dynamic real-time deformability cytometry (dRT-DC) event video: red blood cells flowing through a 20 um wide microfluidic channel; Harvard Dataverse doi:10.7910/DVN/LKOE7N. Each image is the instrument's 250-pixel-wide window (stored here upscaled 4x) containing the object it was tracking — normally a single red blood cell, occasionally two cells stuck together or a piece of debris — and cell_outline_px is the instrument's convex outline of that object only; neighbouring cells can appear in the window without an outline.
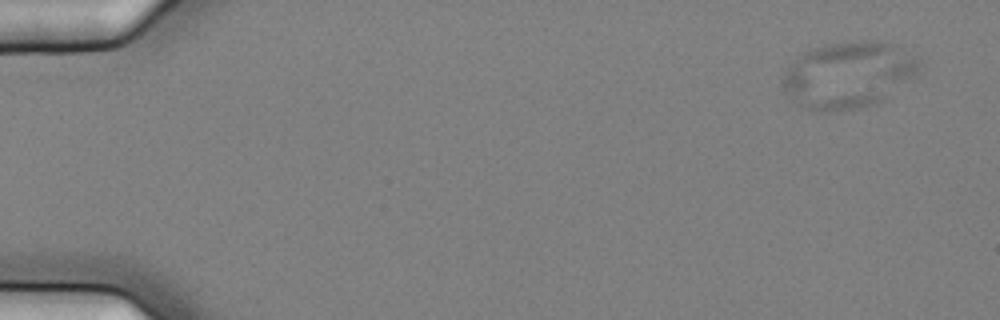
{"species": "common noctule bat (a hibernating species)", "species_latin": "Nyctalus noctula", "temperature_condition": "cold", "stored_images_in_passage": 5, "camera_frame_rate_fps": 3000, "um_per_image_px": 0.085, "animal": {"sex": "female", "body_mass_g": 25.1}, "frame": {"image": 1, "passage_image": 1, "time_ms": 0.0, "image_size_px": [1000, 320], "cell_outline_px": [[920, 72], [916, 76], [884, 100], [876, 104], [860, 108], [812, 112], [796, 104], [784, 92], [784, 72], [796, 56], [812, 48], [824, 44], [860, 40], [872, 40], [896, 44], [920, 56]], "centroid_in_image_um": [72.16, 6.35], "position_along_channel_um": 12.8, "area_um2": 53.87}}
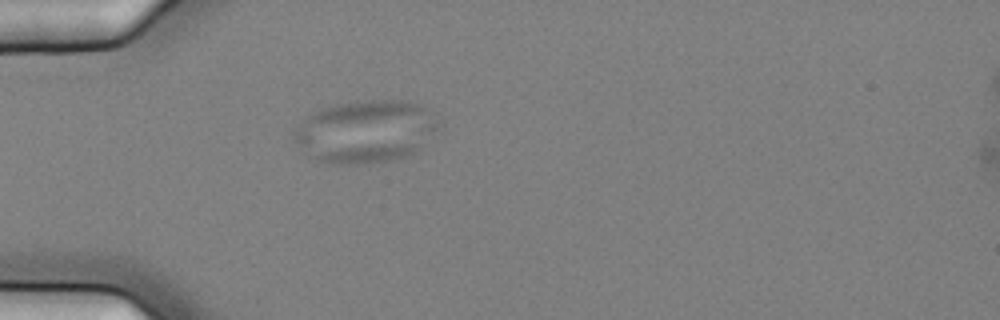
{"frame": {"image": 2, "passage_image": 5, "time_ms": 1.333, "image_size_px": [1000, 320], "cell_outline_px": [[444, 124], [416, 152], [396, 160], [356, 164], [336, 164], [316, 160], [304, 152], [296, 140], [296, 128], [308, 116], [320, 108], [336, 104], [356, 100], [404, 100], [420, 104], [444, 116]], "centroid_in_image_um": [31.22, 11.15], "position_along_channel_um": 53.8, "area_um2": 53.52}}